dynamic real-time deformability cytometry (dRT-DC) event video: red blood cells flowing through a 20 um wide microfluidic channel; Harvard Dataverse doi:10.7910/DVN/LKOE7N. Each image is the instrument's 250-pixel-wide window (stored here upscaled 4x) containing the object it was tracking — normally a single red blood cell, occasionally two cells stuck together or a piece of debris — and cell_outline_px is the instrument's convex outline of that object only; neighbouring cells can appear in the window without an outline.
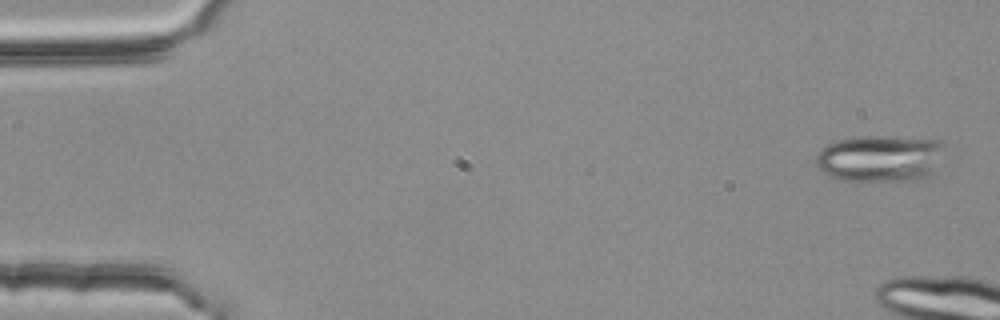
{"species": "common noctule bat (a hibernating species)", "species_latin": "Nyctalus noctula", "temperature_condition": "room temperature", "stored_images_in_passage": 5, "camera_frame_rate_fps": 3000, "um_per_image_px": 0.085, "animal": {"sex": "female", "body_mass_g": 25.1}, "frame": {"image": 1, "passage_image": 1, "time_ms": 0.0, "image_size_px": [1000, 320], "cell_outline_px": [[944, 144], [936, 176], [920, 180], [840, 180], [828, 176], [816, 164], [816, 156], [820, 148], [824, 144], [836, 140], [852, 136], [884, 136], [940, 140]], "centroid_in_image_um": [74.83, 13.46], "position_along_channel_um": 10.2, "area_um2": 35.78}}
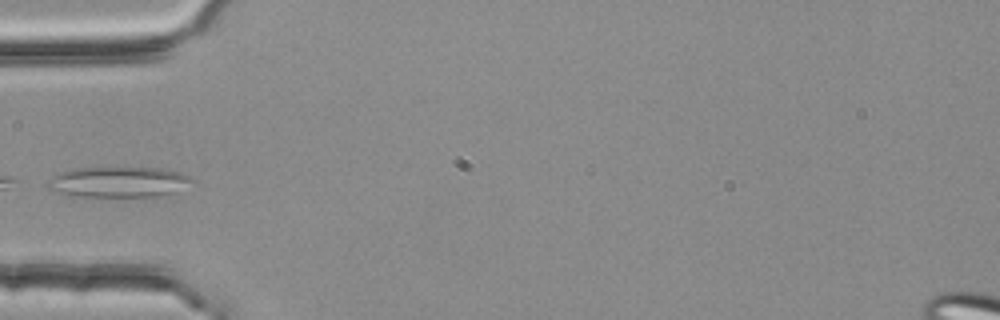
{"frame": {"image": 2, "passage_image": 5, "time_ms": 1.333, "image_size_px": [1000, 320], "cell_outline_px": [[196, 180], [176, 192], [168, 196], [72, 200], [52, 192], [44, 184], [52, 176], [60, 172], [72, 168], [160, 168], [180, 172]], "centroid_in_image_um": [9.93, 15.55], "position_along_channel_um": 75.1, "area_um2": 27.69}}